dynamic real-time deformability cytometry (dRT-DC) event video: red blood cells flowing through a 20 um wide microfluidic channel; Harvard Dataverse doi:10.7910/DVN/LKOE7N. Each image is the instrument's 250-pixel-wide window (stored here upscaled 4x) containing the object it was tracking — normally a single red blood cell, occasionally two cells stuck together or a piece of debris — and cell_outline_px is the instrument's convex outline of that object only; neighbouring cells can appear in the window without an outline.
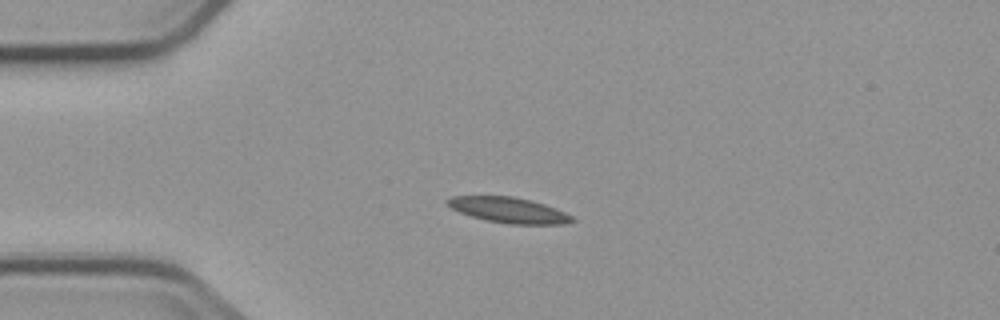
{"species": "common noctule bat (a hibernating species)", "species_latin": "Nyctalus noctula", "temperature_condition": "cold", "stored_images_in_passage": 3, "camera_frame_rate_fps": 3000, "um_per_image_px": 0.085, "animal": {"sex": "male", "body_mass_g": 23.1, "forearm_length_mm": 52.7}, "frame": {"image": 1, "passage_image": 2, "time_ms": 1.333, "image_size_px": [1000, 320], "cell_outline_px": [[576, 220], [564, 224], [508, 224], [488, 220], [472, 216], [460, 212], [444, 204], [444, 200], [452, 196], [512, 196], [544, 204], [556, 208], [572, 216]], "centroid_in_image_um": [43.22, 17.85], "position_along_channel_um": 41.8, "area_um2": 18.44}}